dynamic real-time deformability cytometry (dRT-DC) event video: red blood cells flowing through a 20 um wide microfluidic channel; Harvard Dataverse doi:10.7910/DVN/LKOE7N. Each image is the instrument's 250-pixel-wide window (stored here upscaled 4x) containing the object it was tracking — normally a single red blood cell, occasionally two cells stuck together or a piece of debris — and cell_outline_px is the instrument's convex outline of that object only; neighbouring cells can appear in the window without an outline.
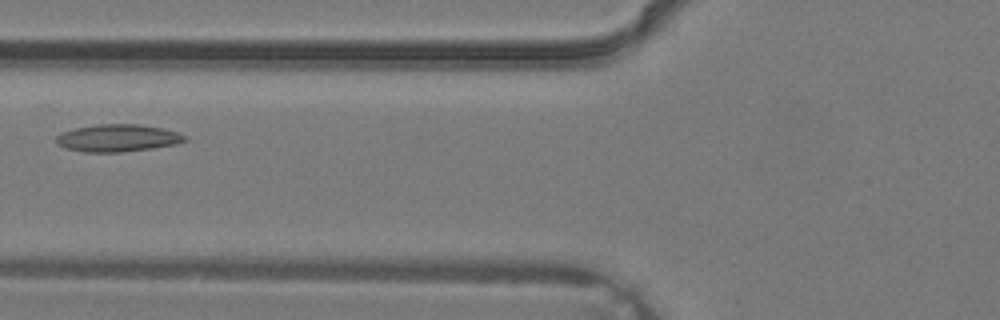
{"species": "common noctule bat (a hibernating species)", "species_latin": "Nyctalus noctula", "temperature_condition": "warm", "stored_images_in_passage": 4, "camera_frame_rate_fps": 3000, "um_per_image_px": 0.085, "animal": {"sex": "male", "body_mass_g": 19.2, "forearm_length_mm": 51.8}, "frame": {"image": 1, "passage_image": 4, "time_ms": 1.0, "image_size_px": [1000, 320], "cell_outline_px": [[188, 140], [176, 144], [152, 148], [120, 152], [84, 152], [64, 148], [56, 144], [56, 136], [64, 132], [76, 128], [96, 124], [140, 124], [164, 128], [188, 136]], "centroid_in_image_um": [10.02, 11.73], "position_along_channel_um": 115.8, "area_um2": 20.58}}